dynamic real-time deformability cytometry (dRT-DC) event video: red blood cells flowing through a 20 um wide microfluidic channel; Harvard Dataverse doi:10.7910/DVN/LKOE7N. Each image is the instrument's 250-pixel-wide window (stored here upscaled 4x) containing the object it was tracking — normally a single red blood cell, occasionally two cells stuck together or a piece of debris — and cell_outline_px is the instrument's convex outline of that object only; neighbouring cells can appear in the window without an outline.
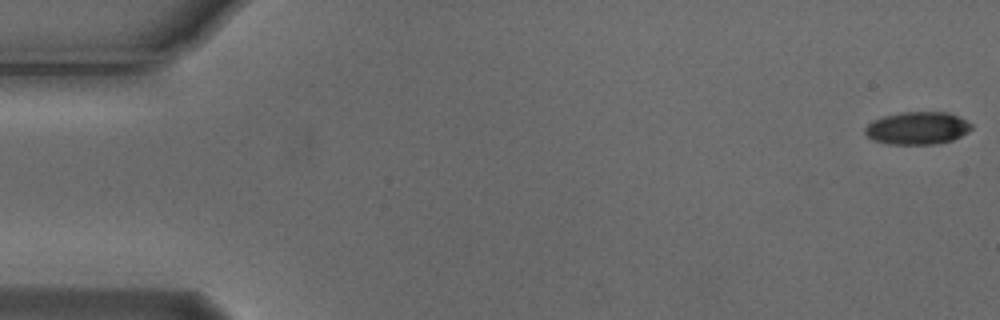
{"species": "Egyptian fruit bat (a non-hibernating species)", "species_latin": "Rousettus aegyptiacus", "temperature_condition": "cold", "stored_images_in_passage": 5, "camera_frame_rate_fps": 3000, "um_per_image_px": 0.085, "animal": {"sex": "male"}, "frame": {"image": 1, "passage_image": 1, "time_ms": 0.0, "image_size_px": [1000, 320], "cell_outline_px": [[972, 128], [968, 132], [952, 140], [936, 144], [888, 144], [872, 140], [864, 132], [864, 128], [872, 120], [884, 116], [900, 112], [948, 112], [972, 124]], "centroid_in_image_um": [77.95, 10.89], "position_along_channel_um": 7.1, "area_um2": 20.23}}
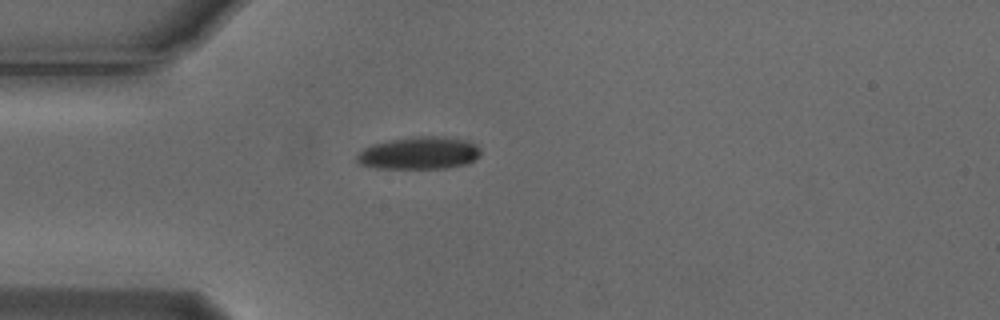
{"frame": {"image": 2, "passage_image": 5, "time_ms": 1.333, "image_size_px": [1000, 320], "cell_outline_px": [[480, 156], [476, 160], [468, 164], [448, 168], [376, 168], [360, 164], [356, 160], [356, 156], [364, 148], [372, 144], [388, 140], [412, 136], [444, 136], [468, 140], [476, 144], [480, 148]], "centroid_in_image_um": [35.67, 13.0], "position_along_channel_um": 49.3, "area_um2": 23.81}}